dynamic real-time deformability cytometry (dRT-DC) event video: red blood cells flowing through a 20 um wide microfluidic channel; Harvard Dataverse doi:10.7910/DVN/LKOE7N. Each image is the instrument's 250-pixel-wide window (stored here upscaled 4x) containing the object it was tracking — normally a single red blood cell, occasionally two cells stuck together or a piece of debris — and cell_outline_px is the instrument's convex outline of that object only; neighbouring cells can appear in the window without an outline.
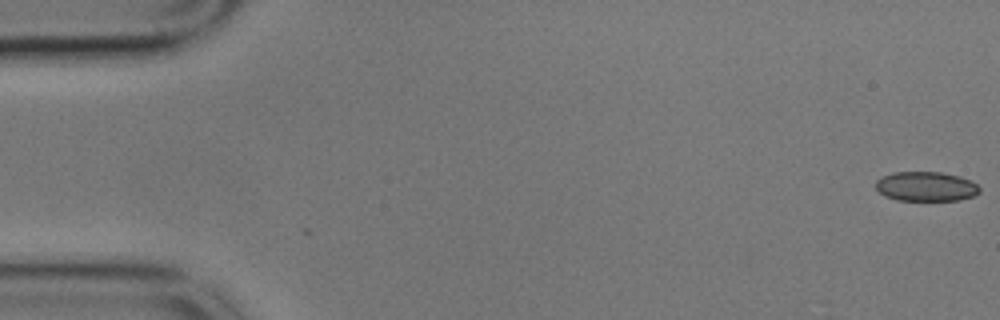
{"species": "common noctule bat (a hibernating species)", "species_latin": "Nyctalus noctula", "temperature_condition": "cold", "stored_images_in_passage": 2, "camera_frame_rate_fps": 3000, "um_per_image_px": 0.085, "animal": {"sex": "male", "body_mass_g": 17.9}, "frame": {"image": 1, "passage_image": 2, "time_ms": 0.333, "image_size_px": [1000, 320], "cell_outline_px": [[980, 192], [972, 196], [960, 200], [896, 200], [884, 196], [876, 188], [876, 180], [880, 176], [892, 172], [940, 172], [960, 176], [976, 184], [980, 188]], "centroid_in_image_um": [78.67, 15.84], "position_along_channel_um": 6.3, "area_um2": 17.92}}